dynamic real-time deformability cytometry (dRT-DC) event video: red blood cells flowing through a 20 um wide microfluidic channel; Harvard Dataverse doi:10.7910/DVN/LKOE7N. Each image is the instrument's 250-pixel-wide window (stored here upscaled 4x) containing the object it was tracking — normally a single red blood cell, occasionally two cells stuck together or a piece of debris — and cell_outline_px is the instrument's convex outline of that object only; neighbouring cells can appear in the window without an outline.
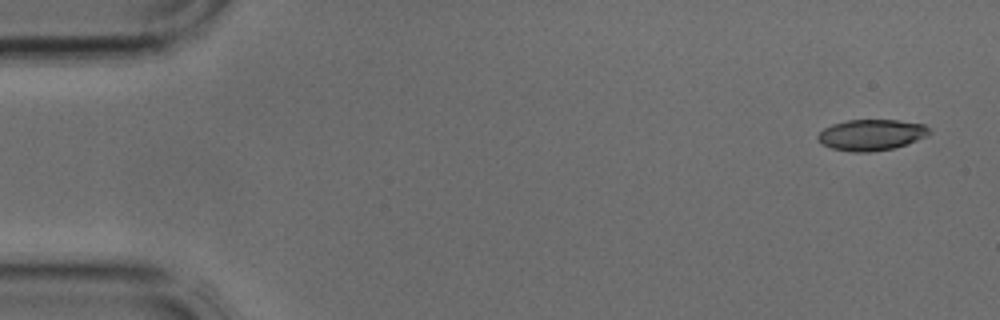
{"species": "common noctule bat (a hibernating species)", "species_latin": "Nyctalus noctula", "temperature_condition": "cold", "stored_images_in_passage": 4, "camera_frame_rate_fps": 3000, "um_per_image_px": 0.085, "animal": {"sex": "male", "body_mass_g": 17.9, "forearm_length_mm": 54.2}, "frame": {"image": 1, "passage_image": 1, "time_ms": 0.0, "image_size_px": [1000, 320], "cell_outline_px": [[932, 132], [928, 136], [908, 144], [896, 148], [868, 152], [852, 152], [832, 148], [820, 144], [816, 136], [824, 128], [832, 124], [848, 120], [900, 120], [924, 124]], "centroid_in_image_um": [74.08, 11.47], "position_along_channel_um": 10.9, "area_um2": 20.4}}
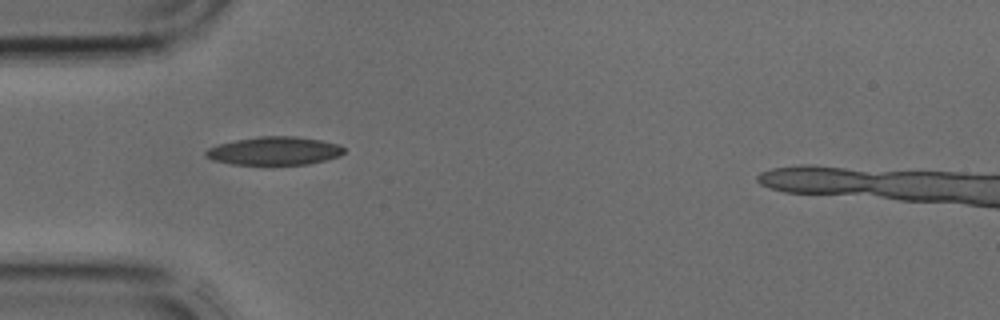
{"frame": {"image": 2, "passage_image": 4, "time_ms": 1.0, "image_size_px": [1000, 320], "cell_outline_px": [[344, 152], [340, 156], [308, 164], [272, 168], [264, 168], [232, 164], [212, 160], [204, 156], [204, 152], [208, 148], [220, 144], [236, 140], [260, 136], [296, 136], [320, 140], [340, 144], [344, 148]], "centroid_in_image_um": [23.3, 12.88], "position_along_channel_um": 61.7, "area_um2": 23.87}}